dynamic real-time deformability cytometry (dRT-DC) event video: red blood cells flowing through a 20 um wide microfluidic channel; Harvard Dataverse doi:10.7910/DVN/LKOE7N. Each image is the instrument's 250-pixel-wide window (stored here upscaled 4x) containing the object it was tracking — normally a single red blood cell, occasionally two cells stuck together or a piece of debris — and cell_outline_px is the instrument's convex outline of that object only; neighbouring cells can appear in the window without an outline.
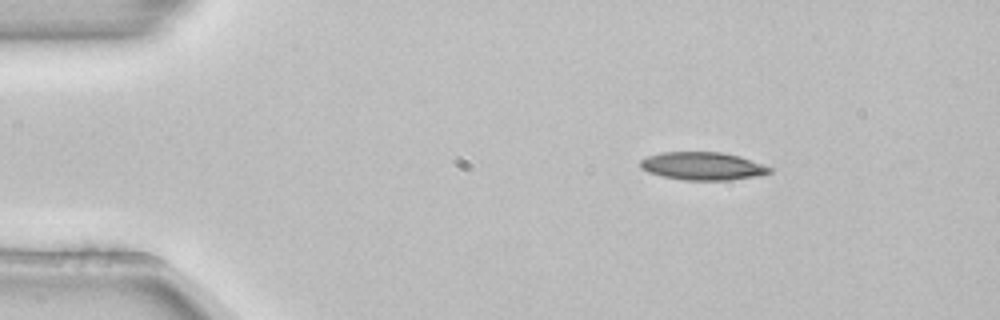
{"species": "common noctule bat (a hibernating species)", "species_latin": "Nyctalus noctula", "temperature_condition": "room temperature", "stored_images_in_passage": 46, "camera_frame_rate_fps": 3000, "um_per_image_px": 0.085, "animal": {"sex": "female", "body_mass_g": 22.7, "forearm_length_mm": 54.2}, "frame": {"image": 1, "passage_image": 1, "time_ms": 0.0, "image_size_px": [1000, 320], "cell_outline_px": [[772, 172], [752, 176], [728, 180], [684, 180], [660, 176], [648, 172], [640, 168], [640, 160], [648, 156], [660, 152], [720, 152], [740, 156], [772, 168]], "centroid_in_image_um": [59.66, 14.11], "position_along_channel_um": 25.3, "area_um2": 20.92}}
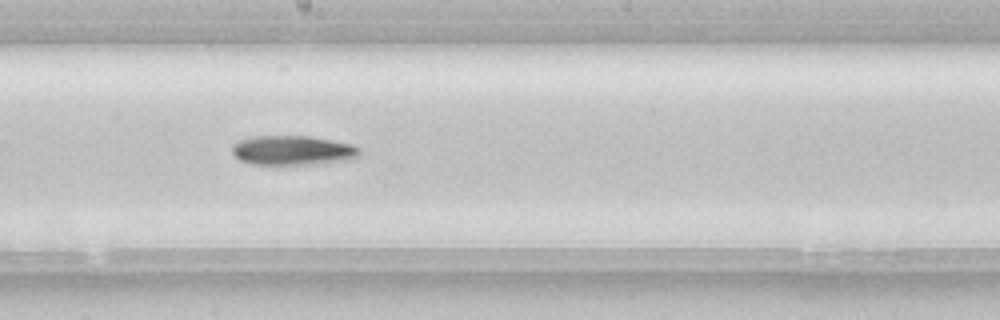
{"frame": {"image": 2, "passage_image": 22, "time_ms": 7.0, "image_size_px": [1000, 320], "cell_outline_px": [[360, 156], [352, 160], [324, 164], [252, 164], [240, 160], [232, 152], [232, 144], [240, 140], [252, 136], [308, 136], [332, 140], [352, 144], [360, 152]], "centroid_in_image_um": [24.91, 12.79], "position_along_channel_um": 223.3, "area_um2": 22.08}}
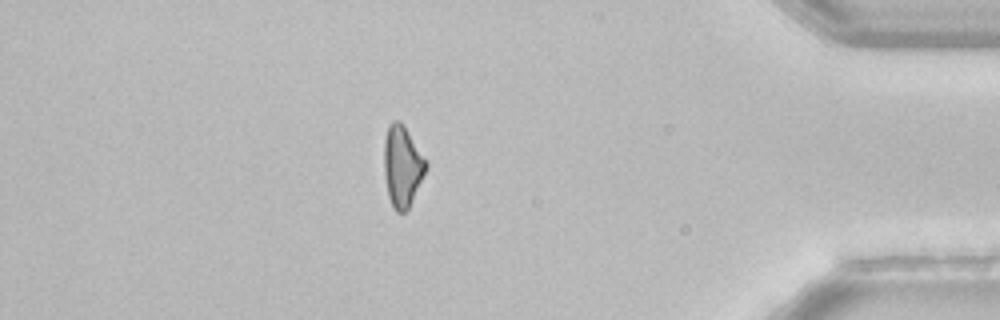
{"frame": {"image": 3, "passage_image": 39, "time_ms": 12.667, "image_size_px": [1000, 320], "cell_outline_px": [[428, 168], [408, 208], [404, 212], [396, 212], [392, 208], [388, 196], [384, 176], [384, 140], [388, 124], [392, 120], [400, 120], [404, 124], [428, 164]], "centroid_in_image_um": [34.18, 14.11], "position_along_channel_um": 401.0, "area_um2": 20.0}, "authors_computed_cell_mechanics": {"area_um2": 21.2126, "velocity_mm_per_s": 3.8598, "shape_relaxation_time_tau1_ms": 3.6916, "shape_relaxation_time_tau2_ms": null, "deformation_change_tau1": 0.1319, "deformation_change_tau2": null}}